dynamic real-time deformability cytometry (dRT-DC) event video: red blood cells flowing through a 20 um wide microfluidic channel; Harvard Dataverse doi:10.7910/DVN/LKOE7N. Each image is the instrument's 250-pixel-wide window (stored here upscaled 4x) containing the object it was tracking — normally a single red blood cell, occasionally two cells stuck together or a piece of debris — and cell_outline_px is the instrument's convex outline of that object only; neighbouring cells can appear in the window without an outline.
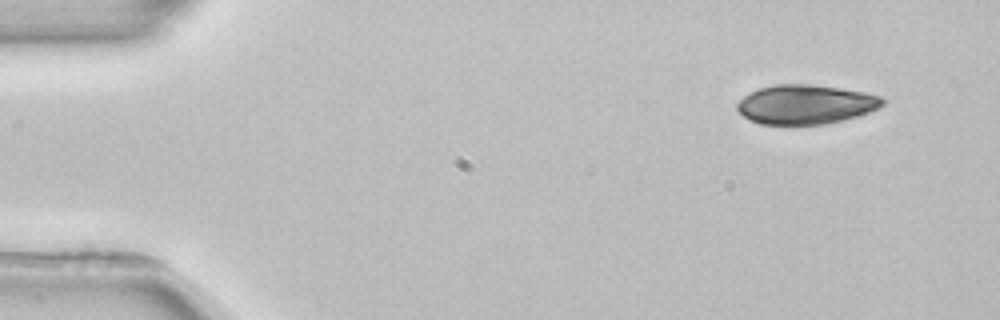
{"species": "common noctule bat (a hibernating species)", "species_latin": "Nyctalus noctula", "temperature_condition": "room temperature", "stored_images_in_passage": 3, "camera_frame_rate_fps": 3000, "um_per_image_px": 0.085, "animal": {"sex": "female", "body_mass_g": 22.7, "forearm_length_mm": 54.2}, "frame": {"image": 1, "passage_image": 1, "time_ms": 0.0, "image_size_px": [1000, 320], "cell_outline_px": [[884, 104], [880, 108], [856, 116], [824, 124], [760, 124], [748, 120], [736, 108], [736, 104], [744, 96], [760, 88], [776, 84], [812, 84], [864, 92], [880, 96], [884, 100]], "centroid_in_image_um": [68.46, 8.87], "position_along_channel_um": 16.5, "area_um2": 33.06}}